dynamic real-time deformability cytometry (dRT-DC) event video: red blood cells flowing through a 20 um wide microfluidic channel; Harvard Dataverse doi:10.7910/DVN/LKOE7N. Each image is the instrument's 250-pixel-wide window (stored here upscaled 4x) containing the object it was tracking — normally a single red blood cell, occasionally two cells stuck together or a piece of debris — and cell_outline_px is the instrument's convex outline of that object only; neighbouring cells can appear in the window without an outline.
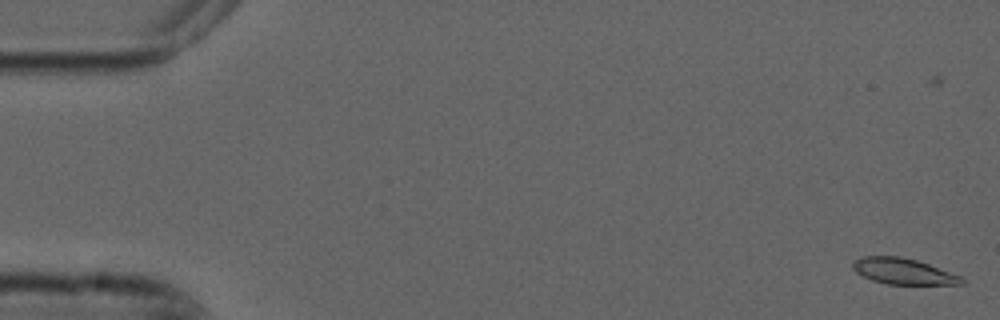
{"species": "common noctule bat (a hibernating species)", "species_latin": "Nyctalus noctula", "temperature_condition": "cold", "stored_images_in_passage": 5, "camera_frame_rate_fps": 3000, "um_per_image_px": 0.085, "animal": {"sex": "male", "forearm_length_mm": 52.5}, "frame": {"image": 1, "passage_image": 1, "time_ms": 0.0, "image_size_px": [1000, 320], "cell_outline_px": [[964, 284], [888, 284], [872, 280], [856, 272], [852, 268], [852, 264], [860, 256], [900, 256], [916, 260], [928, 264], [960, 276], [964, 280]], "centroid_in_image_um": [76.74, 23.05], "position_along_channel_um": 8.3, "area_um2": 16.24}}
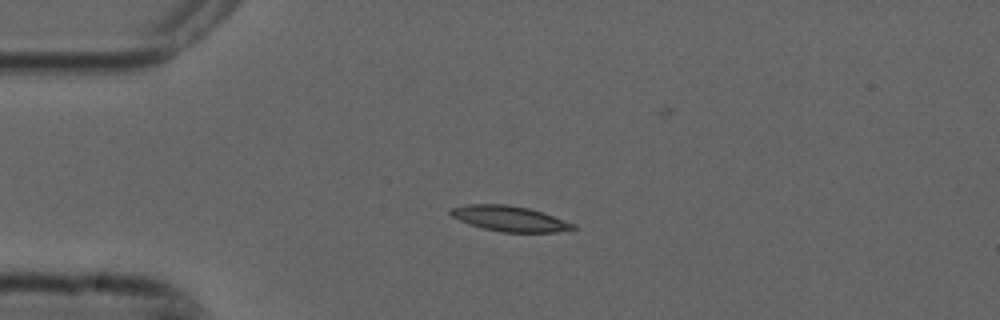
{"frame": {"image": 2, "passage_image": 4, "time_ms": 1.0, "image_size_px": [1000, 320], "cell_outline_px": [[580, 228], [556, 232], [504, 232], [484, 228], [468, 224], [452, 216], [448, 212], [452, 208], [468, 204], [508, 204], [528, 208], [544, 212], [576, 224]], "centroid_in_image_um": [43.37, 18.58], "position_along_channel_um": 41.6, "area_um2": 18.21}}